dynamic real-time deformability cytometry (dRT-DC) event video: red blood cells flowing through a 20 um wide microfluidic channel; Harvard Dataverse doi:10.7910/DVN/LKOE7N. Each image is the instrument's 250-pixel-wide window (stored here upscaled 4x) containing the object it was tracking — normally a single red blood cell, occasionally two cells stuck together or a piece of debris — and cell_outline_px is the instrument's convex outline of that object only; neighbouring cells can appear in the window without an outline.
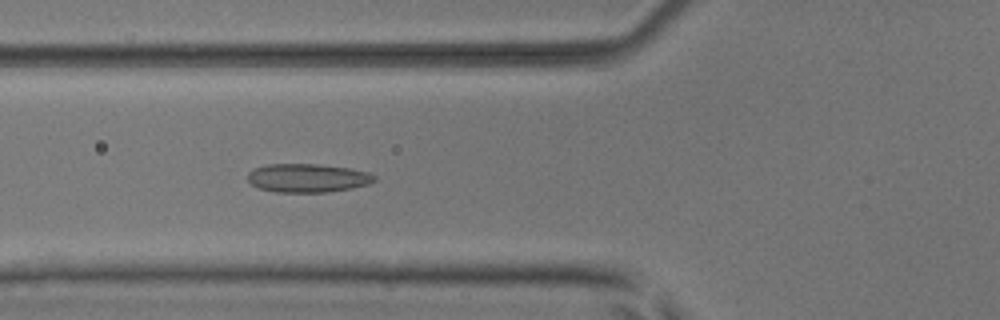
{"species": "common noctule bat (a hibernating species)", "species_latin": "Nyctalus noctula", "temperature_condition": "room temperature", "stored_images_in_passage": 36, "camera_frame_rate_fps": 3000, "um_per_image_px": 0.085, "animal": {"sex": "male", "body_mass_g": 17.9, "forearm_length_mm": 54.2}, "frame": {"image": 1, "passage_image": 15, "time_ms": 4.667, "image_size_px": [1000, 320], "cell_outline_px": [[376, 180], [368, 184], [352, 188], [328, 192], [276, 192], [260, 188], [252, 184], [248, 180], [248, 172], [252, 168], [268, 164], [320, 164], [348, 168], [368, 172], [376, 176]], "centroid_in_image_um": [26.14, 15.12], "position_along_channel_um": 99.7, "area_um2": 21.15}}
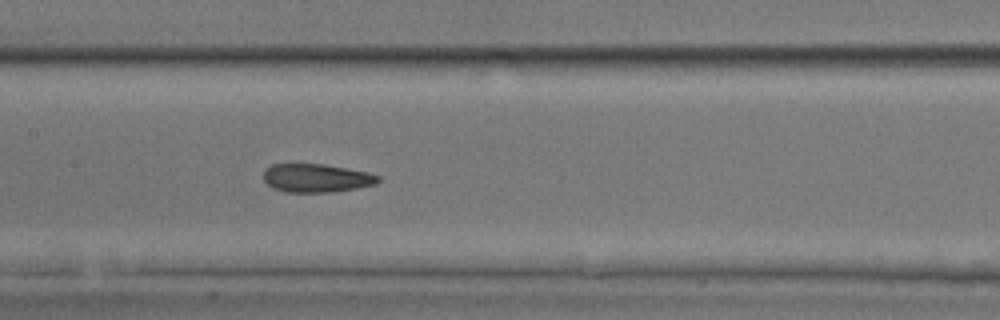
{"frame": {"image": 2, "passage_image": 21, "time_ms": 6.667, "image_size_px": [1000, 320], "cell_outline_px": [[380, 180], [376, 184], [356, 188], [332, 192], [288, 192], [272, 188], [264, 180], [264, 172], [272, 164], [324, 164], [368, 172], [380, 176]], "centroid_in_image_um": [26.91, 15.13], "position_along_channel_um": 180.5, "area_um2": 18.9}}
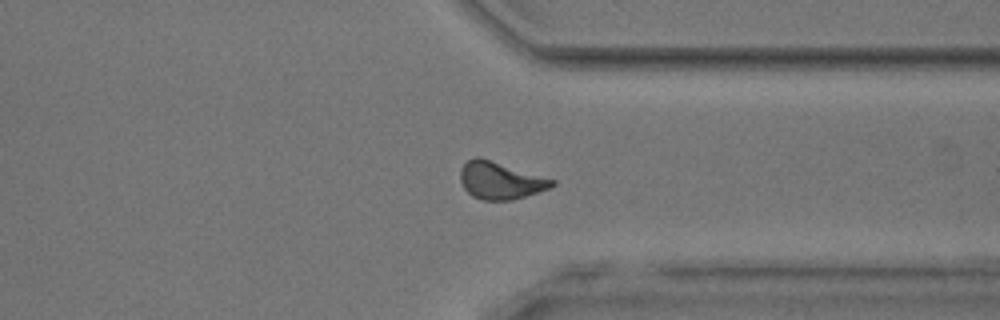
{"frame": {"image": 3, "passage_image": 35, "time_ms": 11.333, "image_size_px": [1000, 320], "cell_outline_px": [[556, 184], [548, 188], [512, 200], [484, 200], [472, 196], [464, 188], [460, 180], [460, 168], [468, 160], [476, 156], [480, 156], [556, 180]], "centroid_in_image_um": [42.5, 15.32], "position_along_channel_um": 368.9, "area_um2": 19.88}}